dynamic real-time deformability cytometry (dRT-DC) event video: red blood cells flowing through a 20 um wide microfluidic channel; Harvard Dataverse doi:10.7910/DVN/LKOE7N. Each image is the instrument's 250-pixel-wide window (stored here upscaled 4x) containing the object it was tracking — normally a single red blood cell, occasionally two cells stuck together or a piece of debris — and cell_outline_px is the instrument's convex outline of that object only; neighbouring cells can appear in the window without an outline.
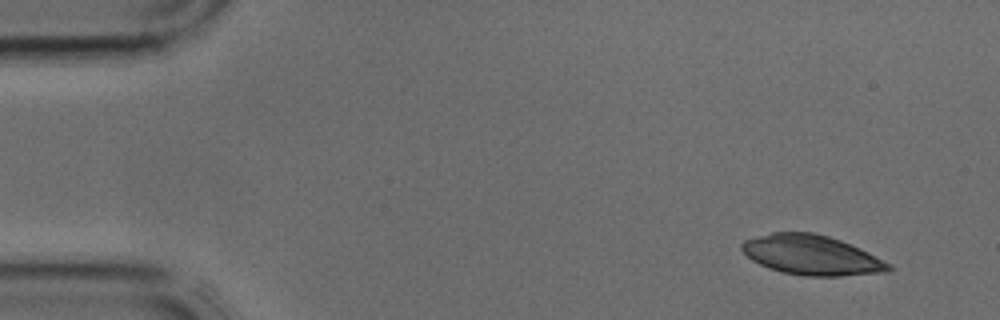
{"species": "common noctule bat (a hibernating species)", "species_latin": "Nyctalus noctula", "temperature_condition": "cold", "stored_images_in_passage": 3, "camera_frame_rate_fps": 3000, "um_per_image_px": 0.085, "animal": {"sex": "male", "body_mass_g": 17.9, "forearm_length_mm": 54.2}, "frame": {"image": 1, "passage_image": 1, "time_ms": 0.0, "image_size_px": [1000, 320], "cell_outline_px": [[892, 268], [888, 272], [840, 276], [808, 276], [784, 272], [768, 268], [752, 260], [740, 248], [740, 244], [744, 240], [772, 232], [812, 232], [828, 236], [840, 240], [860, 248], [892, 264]], "centroid_in_image_um": [69.0, 21.68], "position_along_channel_um": 16.0, "area_um2": 33.99}}